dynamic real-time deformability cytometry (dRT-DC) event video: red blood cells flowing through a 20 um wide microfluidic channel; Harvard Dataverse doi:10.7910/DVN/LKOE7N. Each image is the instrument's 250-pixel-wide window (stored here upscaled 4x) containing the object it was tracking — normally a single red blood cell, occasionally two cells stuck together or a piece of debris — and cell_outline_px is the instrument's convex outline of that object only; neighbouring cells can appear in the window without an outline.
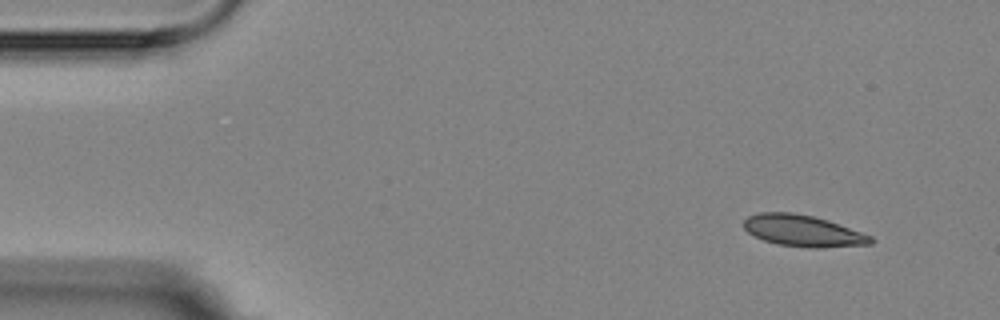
{"species": "Egyptian fruit bat (a non-hibernating species)", "species_latin": "Rousettus aegyptiacus", "temperature_condition": "room temperature", "stored_images_in_passage": 4, "camera_frame_rate_fps": 3000, "um_per_image_px": 0.085, "animal": {"sex": "female"}, "frame": {"image": 1, "passage_image": 1, "time_ms": 0.0, "image_size_px": [1000, 320], "cell_outline_px": [[872, 244], [820, 248], [808, 248], [776, 244], [764, 240], [748, 232], [744, 228], [744, 220], [748, 216], [760, 212], [792, 212], [812, 216], [828, 220], [872, 236]], "centroid_in_image_um": [68.24, 19.62], "position_along_channel_um": 16.8, "area_um2": 23.24}}
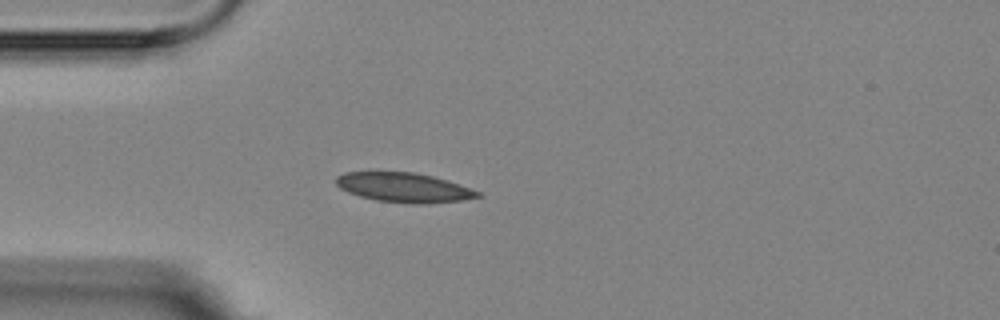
{"frame": {"image": 2, "passage_image": 4, "time_ms": 3.333, "image_size_px": [1000, 320], "cell_outline_px": [[480, 196], [460, 200], [424, 204], [412, 204], [376, 200], [360, 196], [348, 192], [340, 188], [336, 184], [336, 176], [344, 172], [412, 172], [432, 176], [480, 192]], "centroid_in_image_um": [34.25, 15.94], "position_along_channel_um": 50.7, "area_um2": 23.93}}